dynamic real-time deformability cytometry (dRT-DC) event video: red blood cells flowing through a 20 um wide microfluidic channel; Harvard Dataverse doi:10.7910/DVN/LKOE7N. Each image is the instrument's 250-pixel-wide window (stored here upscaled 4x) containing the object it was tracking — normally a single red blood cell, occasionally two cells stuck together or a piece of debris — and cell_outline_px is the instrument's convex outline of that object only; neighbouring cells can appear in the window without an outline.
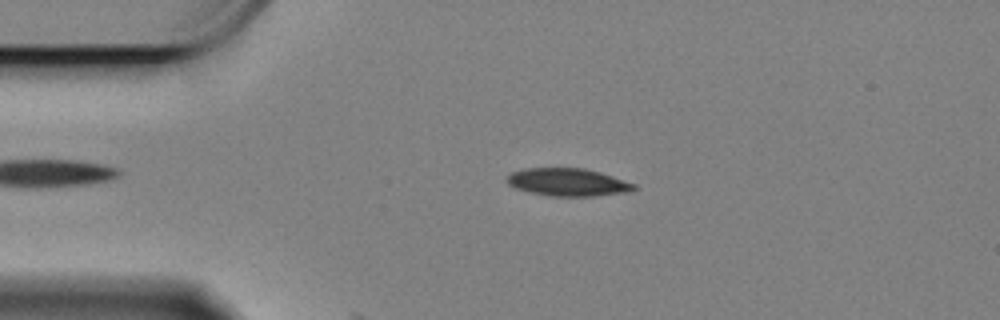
{"species": "Egyptian fruit bat (a non-hibernating species)", "species_latin": "Rousettus aegyptiacus", "temperature_condition": "cold", "stored_images_in_passage": 11, "camera_frame_rate_fps": 3000, "um_per_image_px": 0.085, "animal": {"sex": "female"}, "frame": {"image": 1, "passage_image": 6, "time_ms": 1.667, "image_size_px": [1000, 320], "cell_outline_px": [[636, 188], [628, 192], [596, 196], [548, 196], [528, 192], [516, 188], [508, 184], [508, 176], [512, 172], [528, 168], [584, 168], [600, 172], [636, 184]], "centroid_in_image_um": [48.28, 15.49], "position_along_channel_um": 36.7, "area_um2": 20.46}}